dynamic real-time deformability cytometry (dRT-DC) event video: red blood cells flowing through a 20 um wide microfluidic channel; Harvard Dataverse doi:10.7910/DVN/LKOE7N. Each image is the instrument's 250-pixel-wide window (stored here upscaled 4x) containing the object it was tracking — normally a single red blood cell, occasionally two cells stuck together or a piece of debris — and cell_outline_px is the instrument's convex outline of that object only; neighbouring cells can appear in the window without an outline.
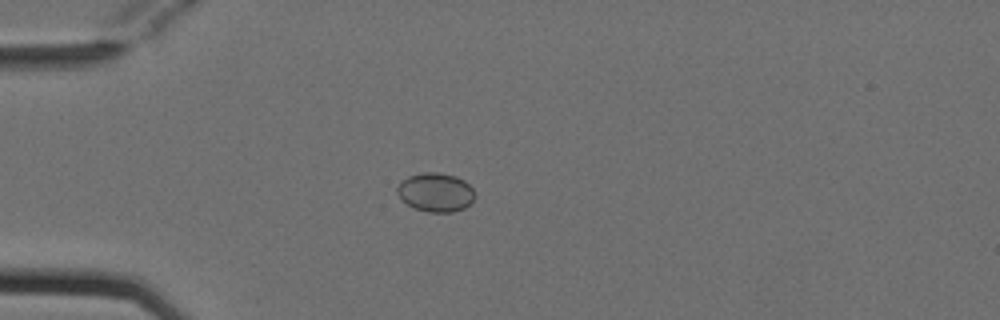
{"species": "Egyptian fruit bat (a non-hibernating species)", "species_latin": "Rousettus aegyptiacus", "temperature_condition": "cold", "stored_images_in_passage": 6, "camera_frame_rate_fps": 3000, "um_per_image_px": 0.085, "animal": {"sex": "female"}, "frame": {"image": 1, "passage_image": 5, "time_ms": 1.333, "image_size_px": [1000, 320], "cell_outline_px": [[476, 196], [472, 204], [464, 208], [452, 212], [428, 212], [416, 208], [408, 204], [396, 192], [396, 188], [408, 176], [424, 172], [436, 172], [456, 176], [464, 180], [476, 192]], "centroid_in_image_um": [37.09, 16.34], "position_along_channel_um": 47.9, "area_um2": 17.57}}